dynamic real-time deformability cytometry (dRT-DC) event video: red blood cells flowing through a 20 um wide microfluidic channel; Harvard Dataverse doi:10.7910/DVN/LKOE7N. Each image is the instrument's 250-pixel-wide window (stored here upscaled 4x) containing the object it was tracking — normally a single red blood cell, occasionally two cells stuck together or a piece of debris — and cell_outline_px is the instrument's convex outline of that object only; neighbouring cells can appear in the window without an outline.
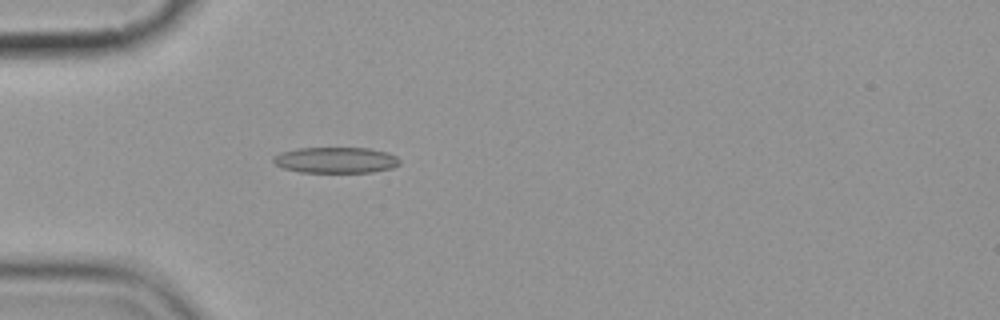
{"species": "common noctule bat (a hibernating species)", "species_latin": "Nyctalus noctula", "temperature_condition": "cold", "stored_images_in_passage": 3, "camera_frame_rate_fps": 3000, "um_per_image_px": 0.085, "animal": {"sex": "female", "body_mass_g": 19.9}, "frame": {"image": 1, "passage_image": 3, "time_ms": 3.333, "image_size_px": [1000, 320], "cell_outline_px": [[400, 164], [392, 168], [372, 172], [300, 172], [284, 168], [276, 164], [272, 160], [272, 156], [280, 152], [296, 148], [368, 148], [388, 152], [396, 156], [400, 160]], "centroid_in_image_um": [28.54, 13.6], "position_along_channel_um": 56.5, "area_um2": 19.19}}